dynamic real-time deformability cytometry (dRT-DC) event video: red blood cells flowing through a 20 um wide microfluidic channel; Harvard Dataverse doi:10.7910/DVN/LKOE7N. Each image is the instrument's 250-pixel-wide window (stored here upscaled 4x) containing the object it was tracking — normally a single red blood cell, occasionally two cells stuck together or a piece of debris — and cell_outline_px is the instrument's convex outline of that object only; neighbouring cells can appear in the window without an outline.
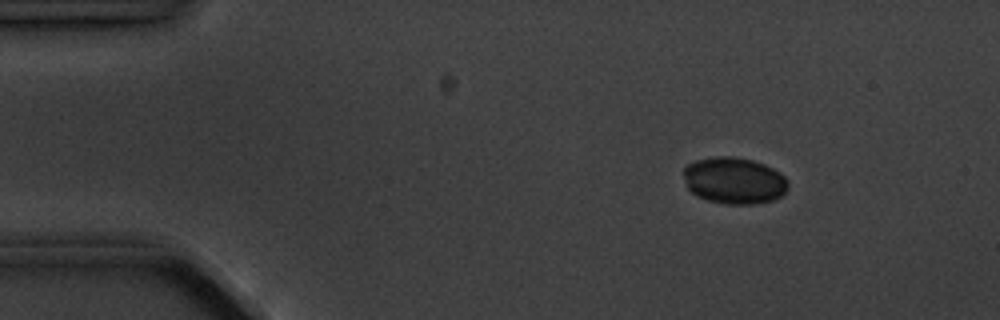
{"species": "common noctule bat (a hibernating species)", "species_latin": "Nyctalus noctula", "temperature_condition": "cold", "stored_images_in_passage": 9, "camera_frame_rate_fps": 3000, "um_per_image_px": 0.085, "animal": {"sex": "male", "body_mass_g": 20.1, "forearm_length_mm": 53.5}, "frame": {"image": 1, "passage_image": 3, "time_ms": 2.333, "image_size_px": [1000, 320], "cell_outline_px": [[788, 188], [780, 196], [772, 200], [752, 204], [728, 204], [708, 200], [696, 196], [688, 188], [684, 176], [684, 168], [688, 164], [696, 160], [716, 156], [732, 156], [752, 160], [764, 164], [780, 172], [788, 180]], "centroid_in_image_um": [62.41, 15.34], "position_along_channel_um": 22.6, "area_um2": 28.32}}